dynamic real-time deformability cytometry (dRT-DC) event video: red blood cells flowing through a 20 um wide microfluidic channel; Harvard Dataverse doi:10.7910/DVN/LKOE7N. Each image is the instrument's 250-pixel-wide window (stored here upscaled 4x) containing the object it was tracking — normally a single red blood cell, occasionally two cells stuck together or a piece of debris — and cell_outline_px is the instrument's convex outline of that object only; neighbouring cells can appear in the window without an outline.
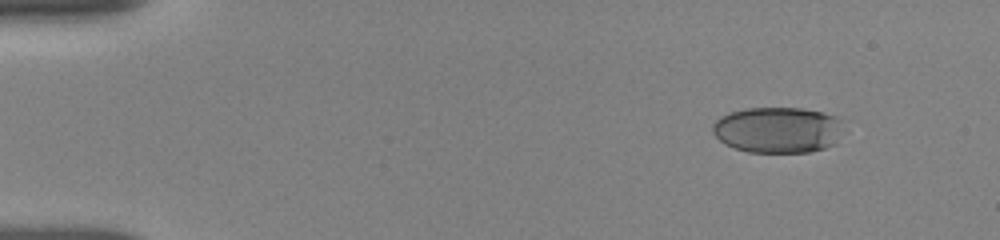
{"species": "human", "species_latin": "Homo sapiens", "temperature_condition": "room temperature", "stored_images_in_passage": 35, "camera_frame_rate_fps": 3000, "um_per_image_px": 0.085, "donor": {"sex": "female"}, "frame": {"image": 1, "passage_image": 1, "time_ms": 0.0, "image_size_px": [1000, 240], "cell_outline_px": [[840, 120], [836, 144], [824, 148], [808, 152], [748, 152], [724, 144], [712, 132], [712, 124], [720, 116], [732, 112], [748, 108], [800, 108], [820, 112], [836, 116]], "centroid_in_image_um": [66.06, 11.04], "position_along_channel_um": 18.9, "area_um2": 34.74}}
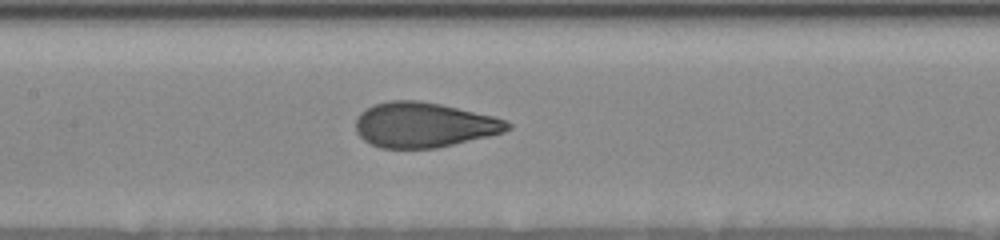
{"frame": {"image": 2, "passage_image": 18, "time_ms": 6.667, "image_size_px": [1000, 240], "cell_outline_px": [[512, 128], [504, 132], [488, 136], [436, 148], [380, 148], [364, 140], [356, 132], [356, 116], [360, 112], [376, 104], [388, 100], [416, 100], [440, 104], [492, 116], [504, 120], [512, 124]], "centroid_in_image_um": [36.01, 10.62], "position_along_channel_um": 171.4, "area_um2": 39.59}}
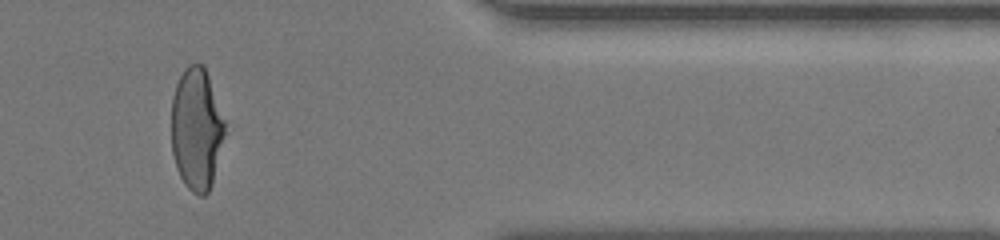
{"frame": {"image": 3, "passage_image": 31, "time_ms": 13.0, "image_size_px": [1000, 240], "cell_outline_px": [[232, 128], [212, 184], [208, 192], [204, 196], [200, 196], [192, 192], [184, 184], [176, 168], [172, 152], [172, 96], [176, 84], [184, 68], [188, 64], [196, 60], [204, 68], [208, 76]], "centroid_in_image_um": [16.81, 10.98], "position_along_channel_um": 394.6, "area_um2": 40.17}, "authors_computed_cell_mechanics": {"area_um2": 39.882, "velocity_mm_per_s": 3.8672, "shape_relaxation_time_tau1_ms": 4.1574, "shape_relaxation_time_tau2_ms": 0.6959, "deformation_change_tau1": 0.1778, "deformation_change_tau2": 0.0651}}